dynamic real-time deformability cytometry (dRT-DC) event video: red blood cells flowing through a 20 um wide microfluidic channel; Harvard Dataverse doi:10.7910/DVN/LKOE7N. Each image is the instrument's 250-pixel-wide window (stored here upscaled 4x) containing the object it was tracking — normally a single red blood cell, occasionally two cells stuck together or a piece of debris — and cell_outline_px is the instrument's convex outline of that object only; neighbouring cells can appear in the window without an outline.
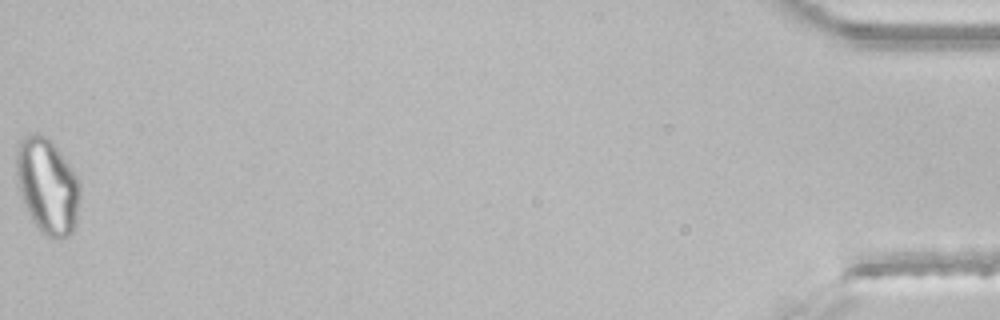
{"species": "common noctule bat (a hibernating species)", "species_latin": "Nyctalus noctula", "temperature_condition": "room temperature", "stored_images_in_passage": 48, "segment_of_instrument_passage": [2, 2], "camera_frame_rate_fps": 3000, "um_per_image_px": 0.085, "animal": {"sex": "male", "body_mass_g": 21.5, "forearm_length_mm": 52.0}, "frame": {"image": 1, "passage_image": 48, "time_ms": 15.667, "image_size_px": [1000, 320], "cell_outline_px": [[80, 196], [76, 216], [72, 232], [64, 240], [56, 240], [40, 232], [32, 220], [24, 204], [20, 192], [16, 176], [16, 148], [20, 140], [24, 136], [36, 132], [52, 140], [80, 180]], "centroid_in_image_um": [4.02, 15.8], "position_along_channel_um": 431.2, "area_um2": 35.72}}